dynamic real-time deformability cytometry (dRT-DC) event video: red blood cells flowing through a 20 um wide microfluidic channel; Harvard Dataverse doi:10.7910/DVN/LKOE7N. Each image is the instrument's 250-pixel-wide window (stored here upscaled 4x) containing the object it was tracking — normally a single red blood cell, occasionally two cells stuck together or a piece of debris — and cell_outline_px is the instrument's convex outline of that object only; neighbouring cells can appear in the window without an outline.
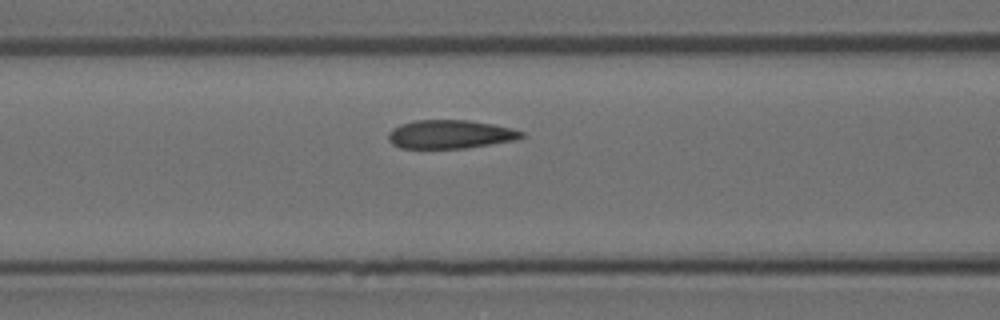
{"species": "Egyptian fruit bat (a non-hibernating species)", "species_latin": "Rousettus aegyptiacus", "temperature_condition": "room temperature", "stored_images_in_passage": 18, "camera_frame_rate_fps": 3000, "um_per_image_px": 0.085, "animal": {"sex": "female"}, "frame": {"image": 1, "passage_image": 13, "time_ms": 4.0, "image_size_px": [1000, 320], "cell_outline_px": [[524, 136], [516, 140], [464, 148], [400, 148], [392, 144], [388, 140], [388, 132], [392, 128], [400, 124], [416, 120], [468, 120], [492, 124], [512, 128], [524, 132]], "centroid_in_image_um": [38.24, 11.41], "position_along_channel_um": 128.4, "area_um2": 22.2}}
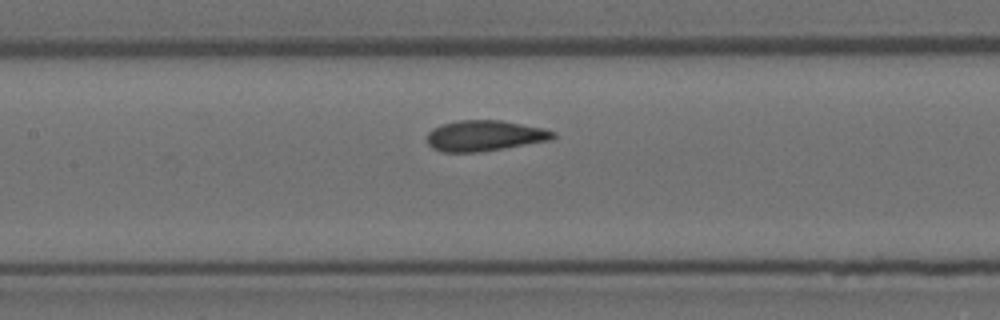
{"frame": {"image": 2, "passage_image": 16, "time_ms": 5.0, "image_size_px": [1000, 320], "cell_outline_px": [[556, 136], [552, 140], [476, 152], [440, 152], [432, 148], [428, 144], [428, 132], [432, 128], [444, 124], [460, 120], [500, 120], [544, 128], [556, 132]], "centroid_in_image_um": [41.2, 11.53], "position_along_channel_um": 166.2, "area_um2": 22.43}}